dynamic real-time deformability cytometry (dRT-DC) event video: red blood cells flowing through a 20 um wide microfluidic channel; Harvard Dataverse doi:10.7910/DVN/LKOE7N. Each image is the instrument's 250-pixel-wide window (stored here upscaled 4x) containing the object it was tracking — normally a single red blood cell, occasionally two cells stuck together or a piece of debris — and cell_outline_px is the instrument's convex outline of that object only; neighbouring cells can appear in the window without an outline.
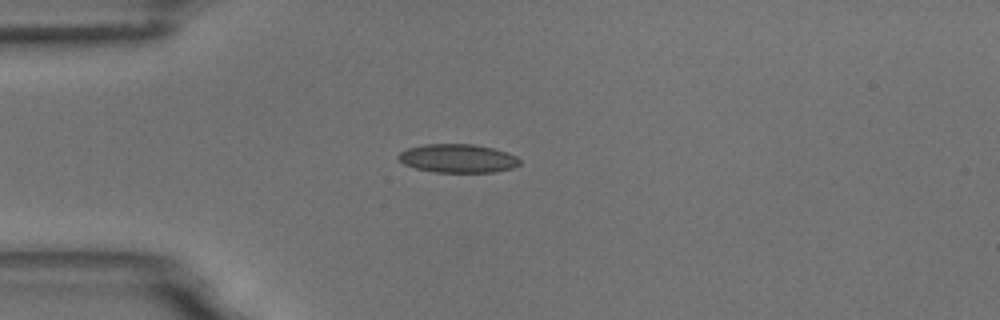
{"species": "common noctule bat (a hibernating species)", "species_latin": "Nyctalus noctula", "temperature_condition": "room temperature", "stored_images_in_passage": 41, "camera_frame_rate_fps": 3000, "um_per_image_px": 0.085, "animal": {"sex": "male", "body_mass_g": 18.8}, "frame": {"image": 1, "passage_image": 1, "time_ms": 0.0, "image_size_px": [1000, 320], "cell_outline_px": [[520, 164], [512, 168], [492, 172], [436, 172], [416, 168], [404, 164], [396, 156], [400, 152], [408, 148], [424, 144], [472, 144], [492, 148], [516, 156], [520, 160]], "centroid_in_image_um": [38.89, 13.46], "position_along_channel_um": 46.1, "area_um2": 20.0}}
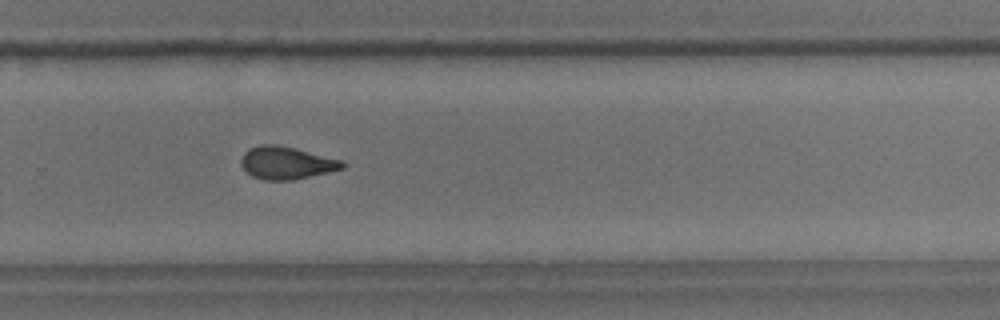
{"frame": {"image": 2, "passage_image": 23, "time_ms": 7.333, "image_size_px": [1000, 320], "cell_outline_px": [[344, 168], [328, 172], [292, 180], [264, 180], [252, 176], [240, 164], [240, 160], [244, 152], [248, 148], [260, 144], [276, 144], [340, 160], [344, 164]], "centroid_in_image_um": [24.27, 13.84], "position_along_channel_um": 305.5, "area_um2": 18.9}}
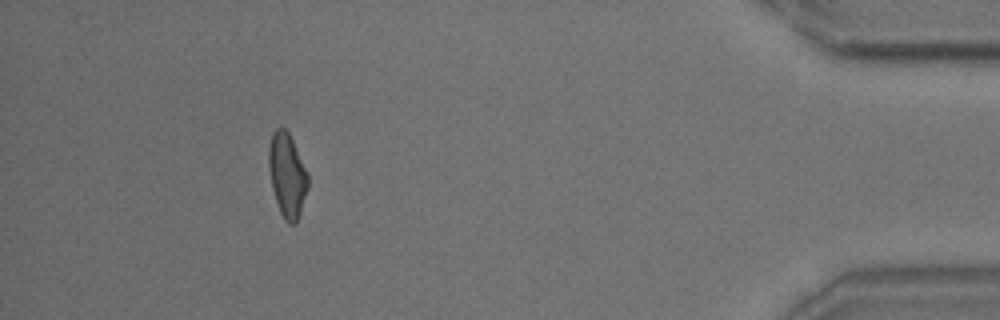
{"frame": {"image": 3, "passage_image": 36, "time_ms": 11.667, "image_size_px": [1000, 320], "cell_outline_px": [[308, 188], [296, 224], [288, 224], [284, 220], [280, 212], [272, 188], [268, 168], [268, 148], [272, 132], [276, 128], [284, 128], [288, 132], [308, 172]], "centroid_in_image_um": [24.4, 14.89], "position_along_channel_um": 410.8, "area_um2": 19.25}, "authors_computed_cell_mechanics": {"area_um2": 19.2474, "velocity_mm_per_s": 3.7506, "shape_relaxation_time_tau1_ms": 6.1995, "shape_relaxation_time_tau2_ms": 1.7556, "deformation_change_tau1": 0.1412, "deformation_change_tau2": 0.0755}}